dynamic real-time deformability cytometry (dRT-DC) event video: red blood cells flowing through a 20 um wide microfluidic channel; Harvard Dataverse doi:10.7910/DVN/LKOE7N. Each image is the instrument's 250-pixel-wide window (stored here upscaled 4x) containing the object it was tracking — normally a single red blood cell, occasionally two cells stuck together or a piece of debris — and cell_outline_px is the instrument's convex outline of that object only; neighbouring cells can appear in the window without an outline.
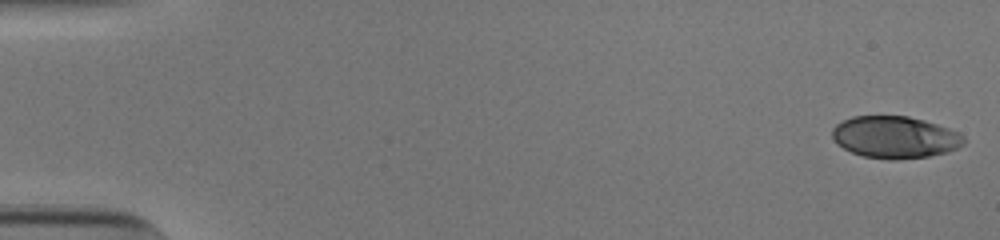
{"species": "human", "species_latin": "Homo sapiens", "temperature_condition": "cold", "stored_images_in_passage": 53, "camera_frame_rate_fps": 3000, "um_per_image_px": 0.085, "donor": {"sex": "male"}, "frame": {"image": 1, "passage_image": 1, "time_ms": 0.0, "image_size_px": [1000, 240], "cell_outline_px": [[964, 144], [948, 152], [928, 156], [896, 160], [888, 160], [864, 156], [852, 152], [844, 148], [832, 136], [832, 128], [836, 124], [852, 116], [908, 116], [924, 120], [960, 132], [964, 136]], "centroid_in_image_um": [76.09, 11.66], "position_along_channel_um": 8.9, "area_um2": 32.14}}
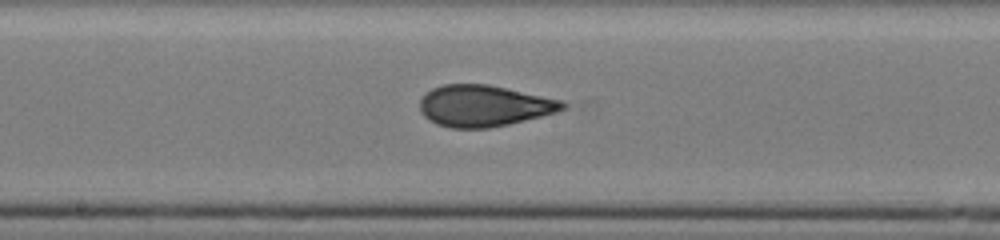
{"frame": {"image": 2, "passage_image": 29, "time_ms": 9.333, "image_size_px": [1000, 240], "cell_outline_px": [[568, 108], [556, 112], [508, 124], [488, 128], [452, 128], [436, 124], [428, 120], [420, 112], [420, 100], [424, 92], [432, 88], [444, 84], [488, 84], [564, 100], [568, 104]], "centroid_in_image_um": [41.13, 8.99], "position_along_channel_um": 207.1, "area_um2": 34.68}}
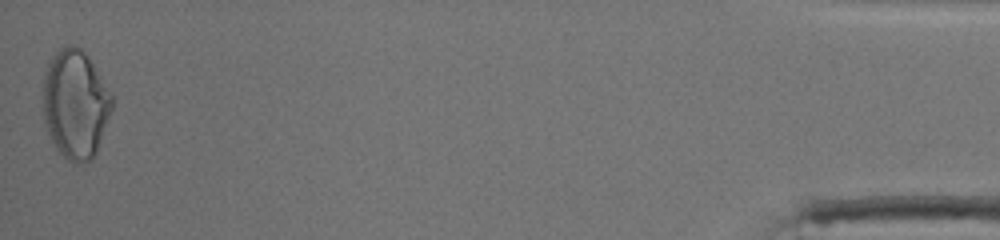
{"frame": {"image": 3, "passage_image": 53, "time_ms": 17.333, "image_size_px": [1000, 240], "cell_outline_px": [[112, 108], [96, 152], [92, 160], [84, 164], [76, 164], [68, 160], [56, 148], [44, 124], [44, 72], [52, 56], [60, 48], [68, 44], [72, 44], [80, 48], [88, 56], [112, 92]], "centroid_in_image_um": [6.42, 8.85], "position_along_channel_um": 428.8, "area_um2": 43.75}, "authors_computed_cell_mechanics": {"area_um2": 33.9864, "velocity_mm_per_s": 3.8593, "shape_relaxation_time_tau1_ms": 8.0059, "shape_relaxation_time_tau2_ms": 1.035, "deformation_change_tau1": 0.2247, "deformation_change_tau2": 0.0719}}